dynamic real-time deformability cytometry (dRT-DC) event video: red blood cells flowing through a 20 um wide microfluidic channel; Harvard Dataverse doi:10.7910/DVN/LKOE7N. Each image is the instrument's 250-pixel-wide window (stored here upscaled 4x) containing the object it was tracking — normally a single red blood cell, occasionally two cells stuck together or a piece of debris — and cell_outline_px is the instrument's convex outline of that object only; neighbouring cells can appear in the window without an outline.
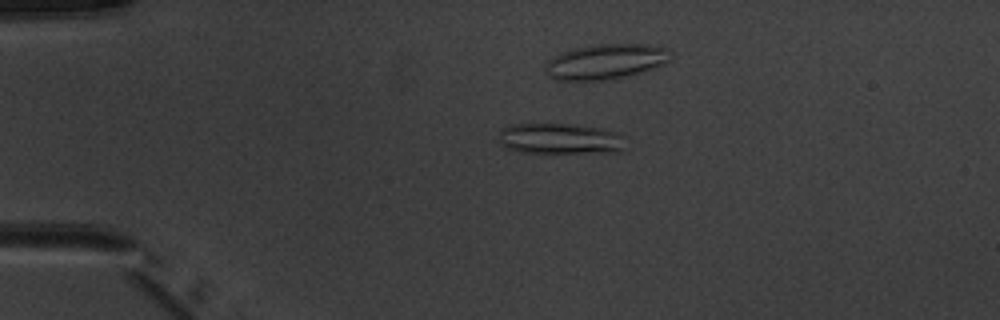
{"species": "common noctule bat (a hibernating species)", "species_latin": "Nyctalus noctula", "temperature_condition": "warm", "stored_images_in_passage": 3, "camera_frame_rate_fps": 3000, "um_per_image_px": 0.085, "animal": {"sex": "male", "body_mass_g": 20.1, "forearm_length_mm": 53.5}, "frame": {"image": 1, "passage_image": 2, "time_ms": 1.0, "image_size_px": [1000, 320], "cell_outline_px": [[624, 152], [524, 152], [508, 148], [500, 144], [500, 132], [508, 124], [576, 124], [600, 128], [612, 132], [620, 136]], "centroid_in_image_um": [47.56, 11.78], "position_along_channel_um": 37.4, "area_um2": 22.25}}